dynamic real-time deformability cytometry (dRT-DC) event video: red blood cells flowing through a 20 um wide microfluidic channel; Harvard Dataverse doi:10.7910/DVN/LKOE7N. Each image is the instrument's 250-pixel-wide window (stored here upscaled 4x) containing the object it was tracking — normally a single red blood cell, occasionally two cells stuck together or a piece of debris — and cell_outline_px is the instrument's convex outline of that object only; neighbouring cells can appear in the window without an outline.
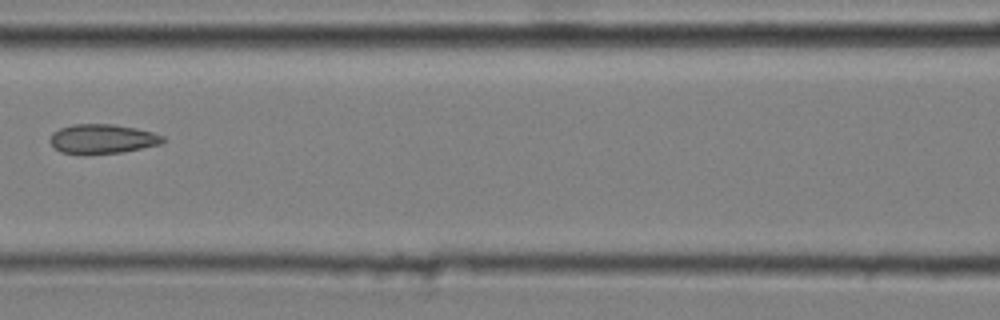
{"species": "common noctule bat (a hibernating species)", "species_latin": "Nyctalus noctula", "temperature_condition": "cold", "stored_images_in_passage": 12, "camera_frame_rate_fps": 3000, "um_per_image_px": 0.085, "animal": {"sex": "male", "body_mass_g": 20.4}, "frame": {"image": 1, "passage_image": 6, "time_ms": 1.667, "image_size_px": [1000, 320], "cell_outline_px": [[168, 140], [160, 144], [120, 152], [60, 152], [48, 140], [52, 132], [60, 128], [72, 124], [112, 124], [136, 128], [152, 132], [164, 136]], "centroid_in_image_um": [8.72, 11.76], "position_along_channel_um": 157.9, "area_um2": 18.84}}
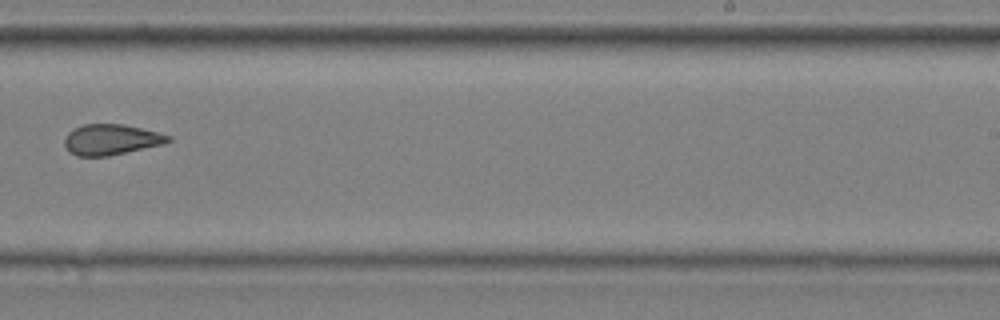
{"frame": {"image": 2, "passage_image": 9, "time_ms": 2.667, "image_size_px": [1000, 320], "cell_outline_px": [[172, 140], [164, 144], [108, 156], [76, 156], [68, 152], [64, 144], [64, 140], [68, 132], [72, 128], [84, 124], [124, 124], [172, 136]], "centroid_in_image_um": [9.41, 11.87], "position_along_channel_um": 279.6, "area_um2": 18.61}}
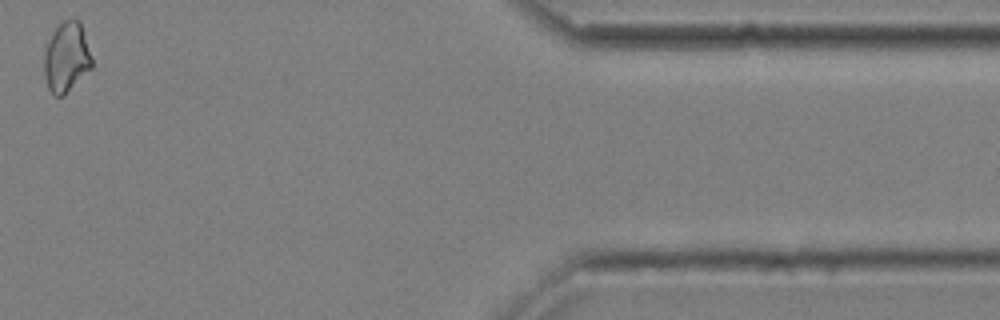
{"frame": {"image": 3, "passage_image": 12, "time_ms": 3.667, "image_size_px": [1000, 320], "cell_outline_px": [[92, 68], [64, 96], [56, 96], [48, 88], [44, 76], [44, 52], [48, 40], [52, 32], [64, 20], [72, 16], [80, 20], [92, 56]], "centroid_in_image_um": [5.66, 4.84], "position_along_channel_um": 405.7, "area_um2": 19.83}}